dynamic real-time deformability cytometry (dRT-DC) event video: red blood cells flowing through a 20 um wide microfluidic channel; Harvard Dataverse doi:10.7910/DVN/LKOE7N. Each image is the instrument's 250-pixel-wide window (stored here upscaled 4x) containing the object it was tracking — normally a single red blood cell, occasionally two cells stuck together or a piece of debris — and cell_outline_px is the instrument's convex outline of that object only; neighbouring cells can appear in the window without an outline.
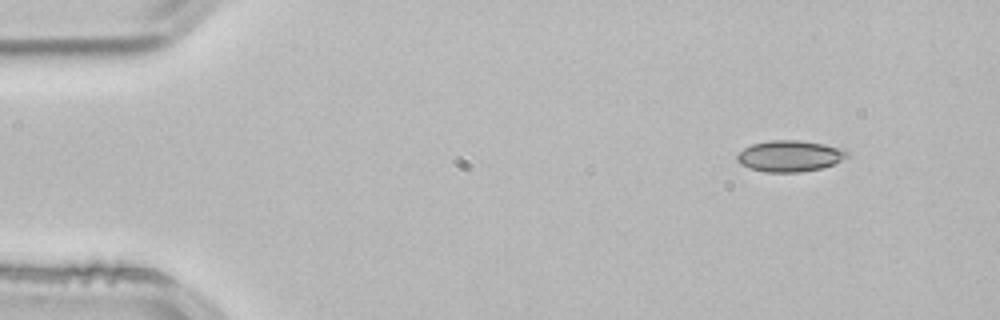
{"species": "common noctule bat (a hibernating species)", "species_latin": "Nyctalus noctula", "temperature_condition": "room temperature", "stored_images_in_passage": 3, "camera_frame_rate_fps": 3000, "um_per_image_px": 0.085, "animal": {"sex": "male", "body_mass_g": 21.5, "forearm_length_mm": 52.0}, "frame": {"image": 1, "passage_image": 1, "time_ms": 0.0, "image_size_px": [1000, 320], "cell_outline_px": [[848, 156], [832, 164], [820, 168], [796, 172], [764, 172], [748, 168], [740, 164], [736, 160], [736, 156], [744, 148], [752, 144], [772, 140], [800, 140], [824, 144], [848, 152]], "centroid_in_image_um": [67.05, 13.26], "position_along_channel_um": 17.9, "area_um2": 19.71}}
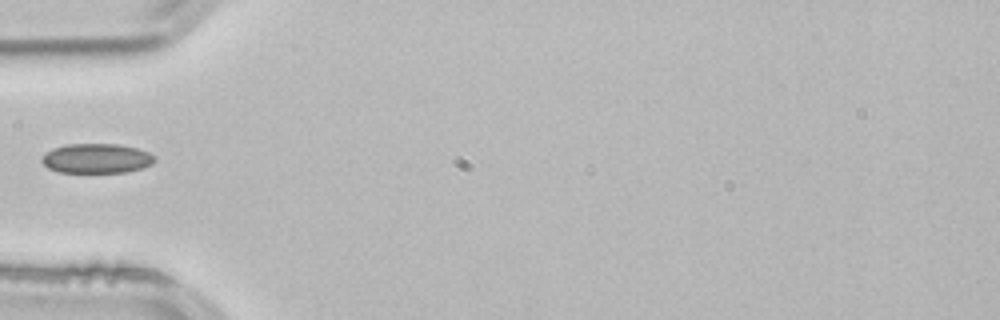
{"frame": {"image": 2, "passage_image": 3, "time_ms": 0.667, "image_size_px": [1000, 320], "cell_outline_px": [[156, 160], [152, 164], [140, 168], [124, 172], [60, 172], [48, 168], [40, 160], [44, 152], [52, 148], [68, 144], [116, 144], [136, 148], [148, 152], [156, 156]], "centroid_in_image_um": [8.18, 13.46], "position_along_channel_um": 76.8, "area_um2": 19.48}}